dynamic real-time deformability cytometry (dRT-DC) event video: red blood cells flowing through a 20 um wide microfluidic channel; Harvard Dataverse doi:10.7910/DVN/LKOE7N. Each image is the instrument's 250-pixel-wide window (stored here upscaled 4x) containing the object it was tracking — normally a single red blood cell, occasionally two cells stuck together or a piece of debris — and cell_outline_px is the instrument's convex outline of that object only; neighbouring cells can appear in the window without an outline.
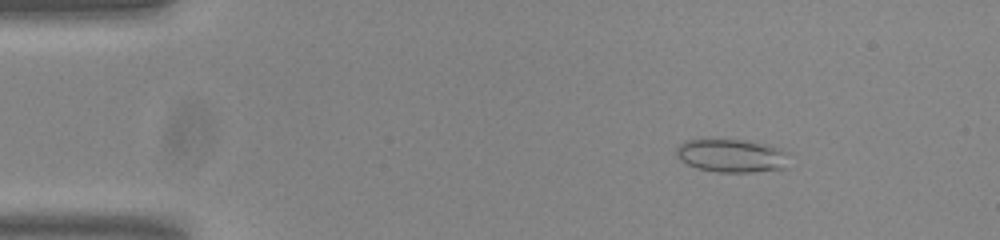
{"species": "common noctule bat (a hibernating species)", "species_latin": "Nyctalus noctula", "temperature_condition": "room temperature", "stored_images_in_passage": 53, "camera_frame_rate_fps": 3000, "um_per_image_px": 0.085, "animal": {"sex": "male", "body_mass_g": 20.0, "forearm_length_mm": 53.3}, "frame": {"image": 1, "passage_image": 7, "time_ms": 2.0, "image_size_px": [1000, 240], "cell_outline_px": [[788, 168], [752, 172], [716, 172], [696, 168], [680, 160], [676, 156], [676, 148], [684, 140], [748, 140], [768, 144], [780, 148], [788, 152]], "centroid_in_image_um": [62.22, 13.24], "position_along_channel_um": 22.8, "area_um2": 22.14}}
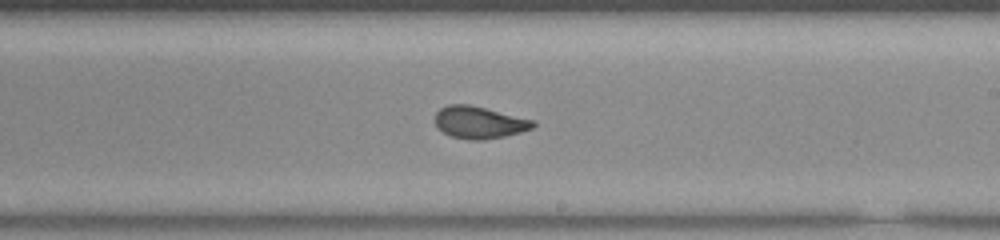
{"frame": {"image": 2, "passage_image": 31, "time_ms": 10.0, "image_size_px": [1000, 240], "cell_outline_px": [[536, 124], [532, 128], [520, 132], [504, 136], [484, 140], [468, 140], [452, 136], [444, 132], [436, 124], [436, 112], [440, 108], [448, 104], [468, 104], [536, 120]], "centroid_in_image_um": [40.76, 10.4], "position_along_channel_um": 248.2, "area_um2": 18.26}}
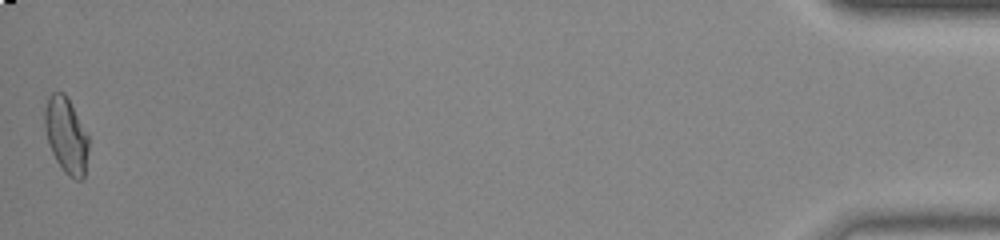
{"frame": {"image": 3, "passage_image": 53, "time_ms": 17.333, "image_size_px": [1000, 240], "cell_outline_px": [[88, 148], [84, 180], [76, 180], [68, 176], [64, 172], [56, 160], [48, 144], [44, 128], [44, 108], [48, 96], [52, 92], [64, 92], [68, 96], [88, 136]], "centroid_in_image_um": [5.61, 11.49], "position_along_channel_um": 429.6, "area_um2": 19.65}, "authors_computed_cell_mechanics": {"area_um2": 18.9584, "velocity_mm_per_s": 3.7824, "shape_relaxation_time_tau1_ms": null, "shape_relaxation_time_tau2_ms": 0.9961, "deformation_change_tau1": null, "deformation_change_tau2": 0.0595}}